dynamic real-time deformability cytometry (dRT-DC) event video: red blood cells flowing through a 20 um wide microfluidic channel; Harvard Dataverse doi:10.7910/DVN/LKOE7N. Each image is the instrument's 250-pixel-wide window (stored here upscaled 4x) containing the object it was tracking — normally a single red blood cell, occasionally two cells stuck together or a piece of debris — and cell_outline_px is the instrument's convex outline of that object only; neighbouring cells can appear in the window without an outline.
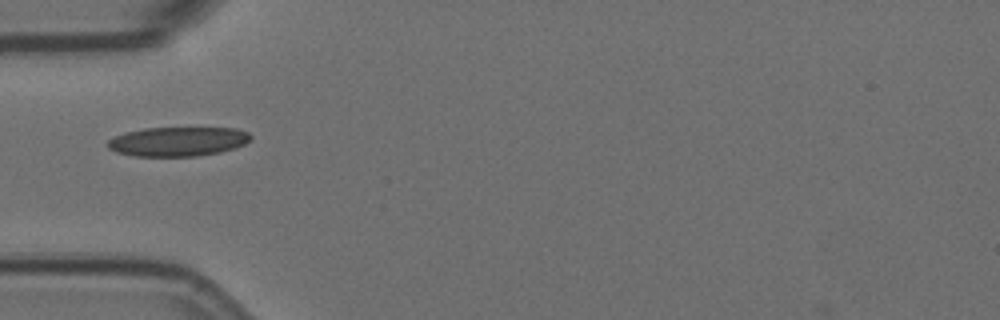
{"species": "Egyptian fruit bat (a non-hibernating species)", "species_latin": "Rousettus aegyptiacus", "temperature_condition": "room temperature", "stored_images_in_passage": 1, "camera_frame_rate_fps": 3000, "um_per_image_px": 0.085, "animal": {"sex": "female"}, "frame": {"image": 1, "passage_image": 1, "time_ms": 0.0, "image_size_px": [1000, 320], "cell_outline_px": [[252, 140], [236, 148], [220, 152], [196, 156], [132, 156], [116, 152], [108, 148], [108, 140], [124, 132], [144, 128], [236, 128], [248, 132], [252, 136]], "centroid_in_image_um": [15.14, 12.03], "position_along_channel_um": 69.9, "area_um2": 24.57}}